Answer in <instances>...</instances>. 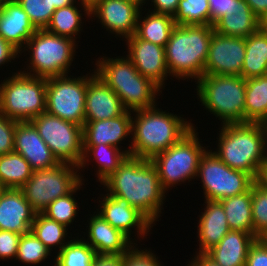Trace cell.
I'll use <instances>...</instances> for the list:
<instances>
[{
  "mask_svg": "<svg viewBox=\"0 0 267 266\" xmlns=\"http://www.w3.org/2000/svg\"><path fill=\"white\" fill-rule=\"evenodd\" d=\"M150 250H138L134 245L123 254V266H161V261L157 260Z\"/></svg>",
  "mask_w": 267,
  "mask_h": 266,
  "instance_id": "obj_41",
  "label": "cell"
},
{
  "mask_svg": "<svg viewBox=\"0 0 267 266\" xmlns=\"http://www.w3.org/2000/svg\"><path fill=\"white\" fill-rule=\"evenodd\" d=\"M95 256V250L85 242L84 237L77 238L57 252L52 266H91Z\"/></svg>",
  "mask_w": 267,
  "mask_h": 266,
  "instance_id": "obj_36",
  "label": "cell"
},
{
  "mask_svg": "<svg viewBox=\"0 0 267 266\" xmlns=\"http://www.w3.org/2000/svg\"><path fill=\"white\" fill-rule=\"evenodd\" d=\"M82 184L81 182L66 196L57 198L42 211V214L66 227L71 225L75 220L74 218L78 212L77 209H79L73 194H75L77 190H80Z\"/></svg>",
  "mask_w": 267,
  "mask_h": 266,
  "instance_id": "obj_38",
  "label": "cell"
},
{
  "mask_svg": "<svg viewBox=\"0 0 267 266\" xmlns=\"http://www.w3.org/2000/svg\"><path fill=\"white\" fill-rule=\"evenodd\" d=\"M95 65V73L120 98L126 111L134 113L156 105L161 88L143 77L128 57L103 56Z\"/></svg>",
  "mask_w": 267,
  "mask_h": 266,
  "instance_id": "obj_4",
  "label": "cell"
},
{
  "mask_svg": "<svg viewBox=\"0 0 267 266\" xmlns=\"http://www.w3.org/2000/svg\"><path fill=\"white\" fill-rule=\"evenodd\" d=\"M255 16L263 23L267 18V0H245Z\"/></svg>",
  "mask_w": 267,
  "mask_h": 266,
  "instance_id": "obj_49",
  "label": "cell"
},
{
  "mask_svg": "<svg viewBox=\"0 0 267 266\" xmlns=\"http://www.w3.org/2000/svg\"><path fill=\"white\" fill-rule=\"evenodd\" d=\"M101 185L107 194L126 199L152 224L161 216L166 191L150 159L128 156Z\"/></svg>",
  "mask_w": 267,
  "mask_h": 266,
  "instance_id": "obj_1",
  "label": "cell"
},
{
  "mask_svg": "<svg viewBox=\"0 0 267 266\" xmlns=\"http://www.w3.org/2000/svg\"><path fill=\"white\" fill-rule=\"evenodd\" d=\"M37 29L16 0H7L0 7V37L20 53Z\"/></svg>",
  "mask_w": 267,
  "mask_h": 266,
  "instance_id": "obj_22",
  "label": "cell"
},
{
  "mask_svg": "<svg viewBox=\"0 0 267 266\" xmlns=\"http://www.w3.org/2000/svg\"><path fill=\"white\" fill-rule=\"evenodd\" d=\"M251 207L254 237L264 238L267 235V188L258 180L252 184Z\"/></svg>",
  "mask_w": 267,
  "mask_h": 266,
  "instance_id": "obj_39",
  "label": "cell"
},
{
  "mask_svg": "<svg viewBox=\"0 0 267 266\" xmlns=\"http://www.w3.org/2000/svg\"><path fill=\"white\" fill-rule=\"evenodd\" d=\"M201 105L222 124L245 123L246 80L242 76L204 75L196 82Z\"/></svg>",
  "mask_w": 267,
  "mask_h": 266,
  "instance_id": "obj_6",
  "label": "cell"
},
{
  "mask_svg": "<svg viewBox=\"0 0 267 266\" xmlns=\"http://www.w3.org/2000/svg\"><path fill=\"white\" fill-rule=\"evenodd\" d=\"M195 257L191 262L193 266H220L219 264L215 263L211 260L206 254H196Z\"/></svg>",
  "mask_w": 267,
  "mask_h": 266,
  "instance_id": "obj_50",
  "label": "cell"
},
{
  "mask_svg": "<svg viewBox=\"0 0 267 266\" xmlns=\"http://www.w3.org/2000/svg\"><path fill=\"white\" fill-rule=\"evenodd\" d=\"M97 0H78V3L81 4V6H83L82 8L84 9V15H88V17H90V6Z\"/></svg>",
  "mask_w": 267,
  "mask_h": 266,
  "instance_id": "obj_51",
  "label": "cell"
},
{
  "mask_svg": "<svg viewBox=\"0 0 267 266\" xmlns=\"http://www.w3.org/2000/svg\"><path fill=\"white\" fill-rule=\"evenodd\" d=\"M7 1V0H0V7L2 6V4Z\"/></svg>",
  "mask_w": 267,
  "mask_h": 266,
  "instance_id": "obj_57",
  "label": "cell"
},
{
  "mask_svg": "<svg viewBox=\"0 0 267 266\" xmlns=\"http://www.w3.org/2000/svg\"><path fill=\"white\" fill-rule=\"evenodd\" d=\"M50 254V250L30 230L21 235L15 260L35 265L45 261Z\"/></svg>",
  "mask_w": 267,
  "mask_h": 266,
  "instance_id": "obj_40",
  "label": "cell"
},
{
  "mask_svg": "<svg viewBox=\"0 0 267 266\" xmlns=\"http://www.w3.org/2000/svg\"><path fill=\"white\" fill-rule=\"evenodd\" d=\"M132 134V114L125 111L116 118L85 121L82 127L83 145H109L119 147L121 141Z\"/></svg>",
  "mask_w": 267,
  "mask_h": 266,
  "instance_id": "obj_21",
  "label": "cell"
},
{
  "mask_svg": "<svg viewBox=\"0 0 267 266\" xmlns=\"http://www.w3.org/2000/svg\"><path fill=\"white\" fill-rule=\"evenodd\" d=\"M76 168L79 167L60 162L54 167L33 171L30 179L20 189L32 208L37 213H42L49 204L71 193L84 181L77 173L80 170Z\"/></svg>",
  "mask_w": 267,
  "mask_h": 266,
  "instance_id": "obj_10",
  "label": "cell"
},
{
  "mask_svg": "<svg viewBox=\"0 0 267 266\" xmlns=\"http://www.w3.org/2000/svg\"><path fill=\"white\" fill-rule=\"evenodd\" d=\"M127 57L137 71L164 89V81L170 75L165 59V48L149 41L139 39L135 34L126 38Z\"/></svg>",
  "mask_w": 267,
  "mask_h": 266,
  "instance_id": "obj_16",
  "label": "cell"
},
{
  "mask_svg": "<svg viewBox=\"0 0 267 266\" xmlns=\"http://www.w3.org/2000/svg\"><path fill=\"white\" fill-rule=\"evenodd\" d=\"M216 156L228 167L259 180L263 165L265 124H223Z\"/></svg>",
  "mask_w": 267,
  "mask_h": 266,
  "instance_id": "obj_3",
  "label": "cell"
},
{
  "mask_svg": "<svg viewBox=\"0 0 267 266\" xmlns=\"http://www.w3.org/2000/svg\"><path fill=\"white\" fill-rule=\"evenodd\" d=\"M21 234L0 230V259H16Z\"/></svg>",
  "mask_w": 267,
  "mask_h": 266,
  "instance_id": "obj_43",
  "label": "cell"
},
{
  "mask_svg": "<svg viewBox=\"0 0 267 266\" xmlns=\"http://www.w3.org/2000/svg\"><path fill=\"white\" fill-rule=\"evenodd\" d=\"M262 168H267V125H265V137L263 147V165Z\"/></svg>",
  "mask_w": 267,
  "mask_h": 266,
  "instance_id": "obj_52",
  "label": "cell"
},
{
  "mask_svg": "<svg viewBox=\"0 0 267 266\" xmlns=\"http://www.w3.org/2000/svg\"><path fill=\"white\" fill-rule=\"evenodd\" d=\"M27 13L37 30L46 29L57 8L76 3V0H16Z\"/></svg>",
  "mask_w": 267,
  "mask_h": 266,
  "instance_id": "obj_35",
  "label": "cell"
},
{
  "mask_svg": "<svg viewBox=\"0 0 267 266\" xmlns=\"http://www.w3.org/2000/svg\"><path fill=\"white\" fill-rule=\"evenodd\" d=\"M245 45L241 76L246 80L267 75V30L261 26L245 38Z\"/></svg>",
  "mask_w": 267,
  "mask_h": 266,
  "instance_id": "obj_28",
  "label": "cell"
},
{
  "mask_svg": "<svg viewBox=\"0 0 267 266\" xmlns=\"http://www.w3.org/2000/svg\"><path fill=\"white\" fill-rule=\"evenodd\" d=\"M14 152L22 155L33 171L45 170L60 163L31 122L16 124Z\"/></svg>",
  "mask_w": 267,
  "mask_h": 266,
  "instance_id": "obj_18",
  "label": "cell"
},
{
  "mask_svg": "<svg viewBox=\"0 0 267 266\" xmlns=\"http://www.w3.org/2000/svg\"><path fill=\"white\" fill-rule=\"evenodd\" d=\"M204 212L199 217L198 238L199 251L196 254H205L231 230L228 226L225 211L219 201L205 200Z\"/></svg>",
  "mask_w": 267,
  "mask_h": 266,
  "instance_id": "obj_24",
  "label": "cell"
},
{
  "mask_svg": "<svg viewBox=\"0 0 267 266\" xmlns=\"http://www.w3.org/2000/svg\"><path fill=\"white\" fill-rule=\"evenodd\" d=\"M127 1H130L132 3H135L136 5H138L140 8H142L141 6L142 5H145L146 1L147 0H127ZM144 3V4H143Z\"/></svg>",
  "mask_w": 267,
  "mask_h": 266,
  "instance_id": "obj_54",
  "label": "cell"
},
{
  "mask_svg": "<svg viewBox=\"0 0 267 266\" xmlns=\"http://www.w3.org/2000/svg\"><path fill=\"white\" fill-rule=\"evenodd\" d=\"M197 176L201 178L204 198L209 201L247 192L255 182L249 174L228 167L212 150L201 156Z\"/></svg>",
  "mask_w": 267,
  "mask_h": 266,
  "instance_id": "obj_11",
  "label": "cell"
},
{
  "mask_svg": "<svg viewBox=\"0 0 267 266\" xmlns=\"http://www.w3.org/2000/svg\"><path fill=\"white\" fill-rule=\"evenodd\" d=\"M32 173L33 169L22 155L11 152L0 156V183L5 188L20 189Z\"/></svg>",
  "mask_w": 267,
  "mask_h": 266,
  "instance_id": "obj_32",
  "label": "cell"
},
{
  "mask_svg": "<svg viewBox=\"0 0 267 266\" xmlns=\"http://www.w3.org/2000/svg\"><path fill=\"white\" fill-rule=\"evenodd\" d=\"M17 123L0 113V156L14 152V133Z\"/></svg>",
  "mask_w": 267,
  "mask_h": 266,
  "instance_id": "obj_42",
  "label": "cell"
},
{
  "mask_svg": "<svg viewBox=\"0 0 267 266\" xmlns=\"http://www.w3.org/2000/svg\"><path fill=\"white\" fill-rule=\"evenodd\" d=\"M258 181L267 188V168H262Z\"/></svg>",
  "mask_w": 267,
  "mask_h": 266,
  "instance_id": "obj_53",
  "label": "cell"
},
{
  "mask_svg": "<svg viewBox=\"0 0 267 266\" xmlns=\"http://www.w3.org/2000/svg\"><path fill=\"white\" fill-rule=\"evenodd\" d=\"M246 54L244 37L212 33L204 75L241 76Z\"/></svg>",
  "mask_w": 267,
  "mask_h": 266,
  "instance_id": "obj_14",
  "label": "cell"
},
{
  "mask_svg": "<svg viewBox=\"0 0 267 266\" xmlns=\"http://www.w3.org/2000/svg\"><path fill=\"white\" fill-rule=\"evenodd\" d=\"M46 111V78L17 72L0 84V113L17 122H31Z\"/></svg>",
  "mask_w": 267,
  "mask_h": 266,
  "instance_id": "obj_7",
  "label": "cell"
},
{
  "mask_svg": "<svg viewBox=\"0 0 267 266\" xmlns=\"http://www.w3.org/2000/svg\"><path fill=\"white\" fill-rule=\"evenodd\" d=\"M176 25H210L208 0H180L176 14Z\"/></svg>",
  "mask_w": 267,
  "mask_h": 266,
  "instance_id": "obj_37",
  "label": "cell"
},
{
  "mask_svg": "<svg viewBox=\"0 0 267 266\" xmlns=\"http://www.w3.org/2000/svg\"><path fill=\"white\" fill-rule=\"evenodd\" d=\"M100 202V211L96 212L101 215L113 228L122 231L130 238L132 229L137 230V235L141 238L153 227L152 223L137 209L133 208L130 203L119 196L103 195Z\"/></svg>",
  "mask_w": 267,
  "mask_h": 266,
  "instance_id": "obj_17",
  "label": "cell"
},
{
  "mask_svg": "<svg viewBox=\"0 0 267 266\" xmlns=\"http://www.w3.org/2000/svg\"><path fill=\"white\" fill-rule=\"evenodd\" d=\"M255 240L250 233L230 230L205 254L220 266H246L249 248Z\"/></svg>",
  "mask_w": 267,
  "mask_h": 266,
  "instance_id": "obj_25",
  "label": "cell"
},
{
  "mask_svg": "<svg viewBox=\"0 0 267 266\" xmlns=\"http://www.w3.org/2000/svg\"><path fill=\"white\" fill-rule=\"evenodd\" d=\"M246 266H267V242L264 238L256 239L250 246Z\"/></svg>",
  "mask_w": 267,
  "mask_h": 266,
  "instance_id": "obj_44",
  "label": "cell"
},
{
  "mask_svg": "<svg viewBox=\"0 0 267 266\" xmlns=\"http://www.w3.org/2000/svg\"><path fill=\"white\" fill-rule=\"evenodd\" d=\"M225 211L228 226L231 230L243 231L254 236L252 220V186L242 194L219 201Z\"/></svg>",
  "mask_w": 267,
  "mask_h": 266,
  "instance_id": "obj_30",
  "label": "cell"
},
{
  "mask_svg": "<svg viewBox=\"0 0 267 266\" xmlns=\"http://www.w3.org/2000/svg\"><path fill=\"white\" fill-rule=\"evenodd\" d=\"M210 7V25H214L222 16L232 14L237 0H208Z\"/></svg>",
  "mask_w": 267,
  "mask_h": 266,
  "instance_id": "obj_45",
  "label": "cell"
},
{
  "mask_svg": "<svg viewBox=\"0 0 267 266\" xmlns=\"http://www.w3.org/2000/svg\"><path fill=\"white\" fill-rule=\"evenodd\" d=\"M245 123L267 125V75L246 79Z\"/></svg>",
  "mask_w": 267,
  "mask_h": 266,
  "instance_id": "obj_31",
  "label": "cell"
},
{
  "mask_svg": "<svg viewBox=\"0 0 267 266\" xmlns=\"http://www.w3.org/2000/svg\"><path fill=\"white\" fill-rule=\"evenodd\" d=\"M80 12L75 4L57 8L45 30L76 41L77 34L82 31V13Z\"/></svg>",
  "mask_w": 267,
  "mask_h": 266,
  "instance_id": "obj_33",
  "label": "cell"
},
{
  "mask_svg": "<svg viewBox=\"0 0 267 266\" xmlns=\"http://www.w3.org/2000/svg\"><path fill=\"white\" fill-rule=\"evenodd\" d=\"M18 53L20 54L16 48L0 37V66L11 62V60H14L17 56L19 58Z\"/></svg>",
  "mask_w": 267,
  "mask_h": 266,
  "instance_id": "obj_48",
  "label": "cell"
},
{
  "mask_svg": "<svg viewBox=\"0 0 267 266\" xmlns=\"http://www.w3.org/2000/svg\"><path fill=\"white\" fill-rule=\"evenodd\" d=\"M6 188L0 183V196Z\"/></svg>",
  "mask_w": 267,
  "mask_h": 266,
  "instance_id": "obj_55",
  "label": "cell"
},
{
  "mask_svg": "<svg viewBox=\"0 0 267 266\" xmlns=\"http://www.w3.org/2000/svg\"><path fill=\"white\" fill-rule=\"evenodd\" d=\"M154 5L152 12L174 16L177 12L180 0H151Z\"/></svg>",
  "mask_w": 267,
  "mask_h": 266,
  "instance_id": "obj_47",
  "label": "cell"
},
{
  "mask_svg": "<svg viewBox=\"0 0 267 266\" xmlns=\"http://www.w3.org/2000/svg\"><path fill=\"white\" fill-rule=\"evenodd\" d=\"M88 74L71 78L63 75L46 79V112L83 127Z\"/></svg>",
  "mask_w": 267,
  "mask_h": 266,
  "instance_id": "obj_12",
  "label": "cell"
},
{
  "mask_svg": "<svg viewBox=\"0 0 267 266\" xmlns=\"http://www.w3.org/2000/svg\"><path fill=\"white\" fill-rule=\"evenodd\" d=\"M91 266H123V254H96Z\"/></svg>",
  "mask_w": 267,
  "mask_h": 266,
  "instance_id": "obj_46",
  "label": "cell"
},
{
  "mask_svg": "<svg viewBox=\"0 0 267 266\" xmlns=\"http://www.w3.org/2000/svg\"><path fill=\"white\" fill-rule=\"evenodd\" d=\"M156 106L134 111L132 142L129 144L132 157L151 159L177 143L194 127L190 121Z\"/></svg>",
  "mask_w": 267,
  "mask_h": 266,
  "instance_id": "obj_2",
  "label": "cell"
},
{
  "mask_svg": "<svg viewBox=\"0 0 267 266\" xmlns=\"http://www.w3.org/2000/svg\"><path fill=\"white\" fill-rule=\"evenodd\" d=\"M91 216L89 219L88 238L85 241L96 254H124L134 244L122 231L113 228L101 215L98 213Z\"/></svg>",
  "mask_w": 267,
  "mask_h": 266,
  "instance_id": "obj_23",
  "label": "cell"
},
{
  "mask_svg": "<svg viewBox=\"0 0 267 266\" xmlns=\"http://www.w3.org/2000/svg\"><path fill=\"white\" fill-rule=\"evenodd\" d=\"M262 26L245 0H237L232 14L222 16L214 25V31L226 36L248 37Z\"/></svg>",
  "mask_w": 267,
  "mask_h": 266,
  "instance_id": "obj_26",
  "label": "cell"
},
{
  "mask_svg": "<svg viewBox=\"0 0 267 266\" xmlns=\"http://www.w3.org/2000/svg\"><path fill=\"white\" fill-rule=\"evenodd\" d=\"M150 13V14H148ZM141 20L138 15L135 35L156 45L165 47L176 24L174 18L168 14L149 12Z\"/></svg>",
  "mask_w": 267,
  "mask_h": 266,
  "instance_id": "obj_29",
  "label": "cell"
},
{
  "mask_svg": "<svg viewBox=\"0 0 267 266\" xmlns=\"http://www.w3.org/2000/svg\"><path fill=\"white\" fill-rule=\"evenodd\" d=\"M140 11L127 0H97L90 6V17H98L106 31L126 39L135 34Z\"/></svg>",
  "mask_w": 267,
  "mask_h": 266,
  "instance_id": "obj_15",
  "label": "cell"
},
{
  "mask_svg": "<svg viewBox=\"0 0 267 266\" xmlns=\"http://www.w3.org/2000/svg\"><path fill=\"white\" fill-rule=\"evenodd\" d=\"M75 42L71 38L49 33L45 29L37 30L24 47L25 51L31 52V65L27 64V72H20L46 79L67 75L75 56ZM26 47L29 50L25 49Z\"/></svg>",
  "mask_w": 267,
  "mask_h": 266,
  "instance_id": "obj_8",
  "label": "cell"
},
{
  "mask_svg": "<svg viewBox=\"0 0 267 266\" xmlns=\"http://www.w3.org/2000/svg\"><path fill=\"white\" fill-rule=\"evenodd\" d=\"M30 230L50 252L53 251L51 249L54 246L59 247L58 249L60 251L70 241H65L68 234L67 227L47 218L42 213H36Z\"/></svg>",
  "mask_w": 267,
  "mask_h": 266,
  "instance_id": "obj_34",
  "label": "cell"
},
{
  "mask_svg": "<svg viewBox=\"0 0 267 266\" xmlns=\"http://www.w3.org/2000/svg\"><path fill=\"white\" fill-rule=\"evenodd\" d=\"M21 189L6 188L0 196V230L24 234L36 216Z\"/></svg>",
  "mask_w": 267,
  "mask_h": 266,
  "instance_id": "obj_20",
  "label": "cell"
},
{
  "mask_svg": "<svg viewBox=\"0 0 267 266\" xmlns=\"http://www.w3.org/2000/svg\"><path fill=\"white\" fill-rule=\"evenodd\" d=\"M120 98L95 73L88 76L85 121L116 118L125 112Z\"/></svg>",
  "mask_w": 267,
  "mask_h": 266,
  "instance_id": "obj_19",
  "label": "cell"
},
{
  "mask_svg": "<svg viewBox=\"0 0 267 266\" xmlns=\"http://www.w3.org/2000/svg\"><path fill=\"white\" fill-rule=\"evenodd\" d=\"M31 123L59 162L80 165L83 158L82 126L46 111Z\"/></svg>",
  "mask_w": 267,
  "mask_h": 266,
  "instance_id": "obj_13",
  "label": "cell"
},
{
  "mask_svg": "<svg viewBox=\"0 0 267 266\" xmlns=\"http://www.w3.org/2000/svg\"><path fill=\"white\" fill-rule=\"evenodd\" d=\"M130 151L131 149H124L123 151L121 147L104 144L83 145V158L78 169L82 170L89 162V157L92 156L99 167L96 176L101 183L111 173L115 172L125 159L130 156Z\"/></svg>",
  "mask_w": 267,
  "mask_h": 266,
  "instance_id": "obj_27",
  "label": "cell"
},
{
  "mask_svg": "<svg viewBox=\"0 0 267 266\" xmlns=\"http://www.w3.org/2000/svg\"><path fill=\"white\" fill-rule=\"evenodd\" d=\"M262 26L267 30V18L262 23Z\"/></svg>",
  "mask_w": 267,
  "mask_h": 266,
  "instance_id": "obj_56",
  "label": "cell"
},
{
  "mask_svg": "<svg viewBox=\"0 0 267 266\" xmlns=\"http://www.w3.org/2000/svg\"><path fill=\"white\" fill-rule=\"evenodd\" d=\"M193 127L177 143L153 156L150 161L157 169L163 189L196 178L201 156L207 149L201 146Z\"/></svg>",
  "mask_w": 267,
  "mask_h": 266,
  "instance_id": "obj_9",
  "label": "cell"
},
{
  "mask_svg": "<svg viewBox=\"0 0 267 266\" xmlns=\"http://www.w3.org/2000/svg\"><path fill=\"white\" fill-rule=\"evenodd\" d=\"M213 32L212 25L175 26L164 47L166 65L172 77L198 80L204 76Z\"/></svg>",
  "mask_w": 267,
  "mask_h": 266,
  "instance_id": "obj_5",
  "label": "cell"
}]
</instances>
